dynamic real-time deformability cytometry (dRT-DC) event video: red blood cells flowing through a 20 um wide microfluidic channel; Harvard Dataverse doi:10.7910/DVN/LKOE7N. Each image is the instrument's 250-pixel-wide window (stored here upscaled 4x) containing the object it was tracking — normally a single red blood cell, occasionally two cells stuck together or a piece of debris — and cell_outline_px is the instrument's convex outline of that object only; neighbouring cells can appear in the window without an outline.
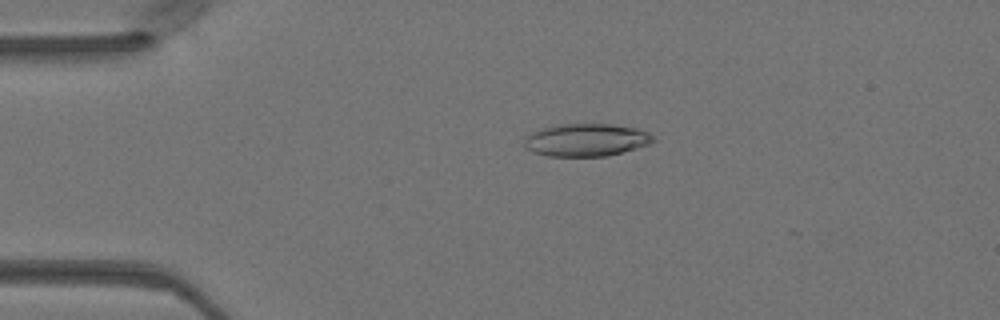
{"species": "Egyptian fruit bat (a non-hibernating species)", "species_latin": "Rousettus aegyptiacus", "temperature_condition": "warm", "stored_images_in_passage": 40, "camera_frame_rate_fps": 3000, "um_per_image_px": 0.085, "animal": {"sex": "female"}, "frame": {"image": 1, "passage_image": 2, "time_ms": 0.333, "image_size_px": [1000, 320], "cell_outline_px": [[656, 140], [648, 144], [636, 148], [604, 156], [548, 156], [532, 152], [524, 148], [524, 136], [540, 128], [556, 124], [612, 124], [636, 128], [648, 132]], "centroid_in_image_um": [49.76, 11.89], "position_along_channel_um": 35.2, "area_um2": 24.62}}
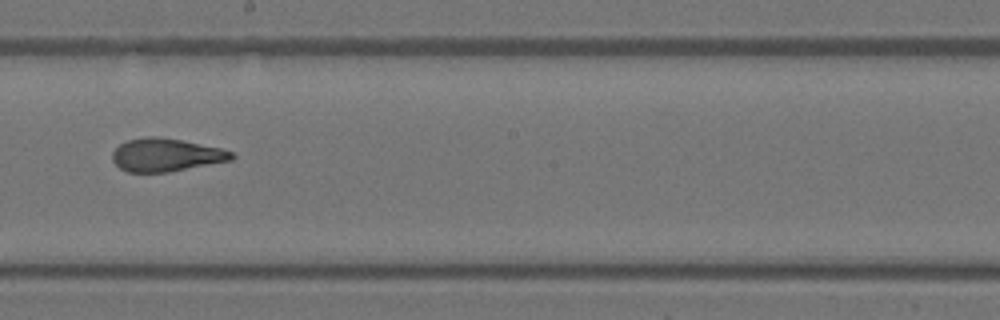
{"frame": {"image": 2, "passage_image": 19, "time_ms": 6.0, "image_size_px": [1000, 320], "cell_outline_px": [[236, 156], [232, 160], [168, 172], [128, 172], [120, 168], [112, 160], [112, 152], [120, 144], [128, 140], [148, 136], [156, 136], [180, 140], [220, 148], [232, 152]], "centroid_in_image_um": [14.1, 13.17], "position_along_channel_um": 234.1, "area_um2": 22.77}}
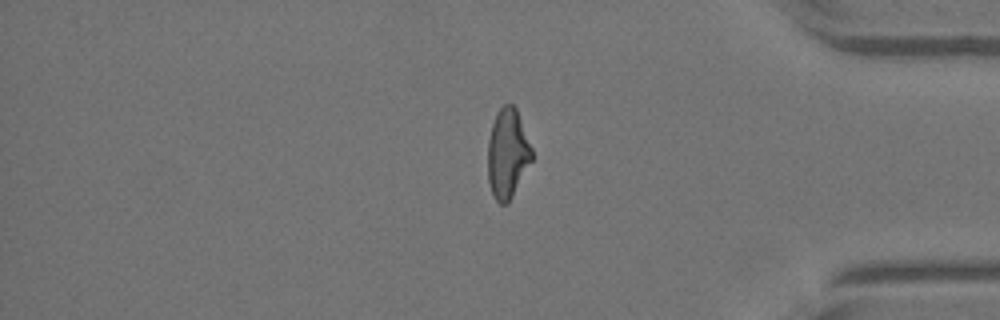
{"frame": {"image": 3, "passage_image": 32, "time_ms": 10.333, "image_size_px": [1000, 320], "cell_outline_px": [[532, 160], [508, 204], [500, 204], [492, 196], [488, 180], [488, 140], [492, 124], [496, 112], [504, 104], [512, 104], [516, 108], [532, 148]], "centroid_in_image_um": [43.13, 13.06], "position_along_channel_um": 392.1, "area_um2": 23.0}}